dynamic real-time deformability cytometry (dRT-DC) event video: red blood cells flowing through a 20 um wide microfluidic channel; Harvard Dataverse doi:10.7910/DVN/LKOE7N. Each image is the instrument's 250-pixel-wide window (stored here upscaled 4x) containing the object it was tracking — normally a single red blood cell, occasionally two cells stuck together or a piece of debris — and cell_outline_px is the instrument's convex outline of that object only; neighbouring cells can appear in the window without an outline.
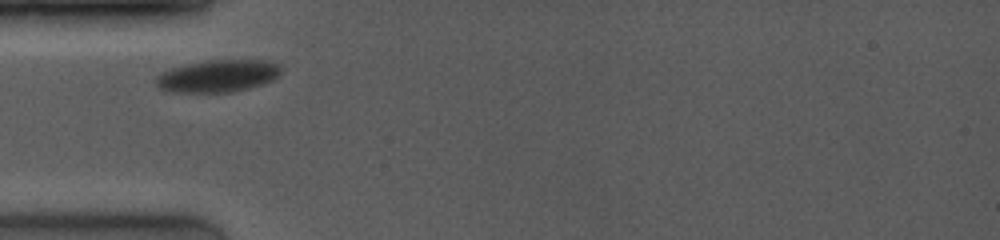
{"species": "common noctule bat (a hibernating species)", "species_latin": "Nyctalus noctula", "temperature_condition": "room temperature", "stored_images_in_passage": 36, "camera_frame_rate_fps": 4000, "um_per_image_px": 0.085, "animal": {"sex": "female", "body_mass_g": 19.0, "forearm_length_mm": 53.3}, "frame": {"image": 1, "passage_image": 1, "time_ms": 0.0, "image_size_px": [1000, 240], "cell_outline_px": [[280, 72], [272, 80], [248, 88], [232, 92], [168, 92], [160, 88], [156, 84], [156, 76], [160, 72], [172, 68], [204, 60], [268, 60], [280, 64]], "centroid_in_image_um": [18.49, 6.45], "position_along_channel_um": 66.5, "area_um2": 23.47}}
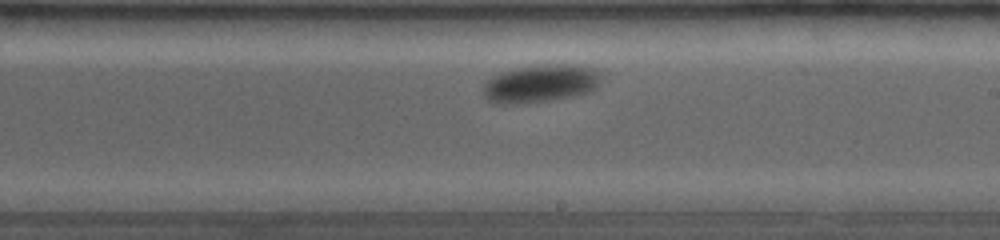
{"frame": {"image": 2, "passage_image": 21, "time_ms": 4.75, "image_size_px": [1000, 240], "cell_outline_px": [[600, 84], [596, 88], [588, 92], [572, 96], [552, 100], [516, 104], [496, 104], [488, 100], [484, 96], [484, 84], [492, 76], [500, 72], [540, 64], [580, 64], [596, 68], [600, 76]], "centroid_in_image_um": [45.97, 7.09], "position_along_channel_um": 243.0, "area_um2": 26.24}}
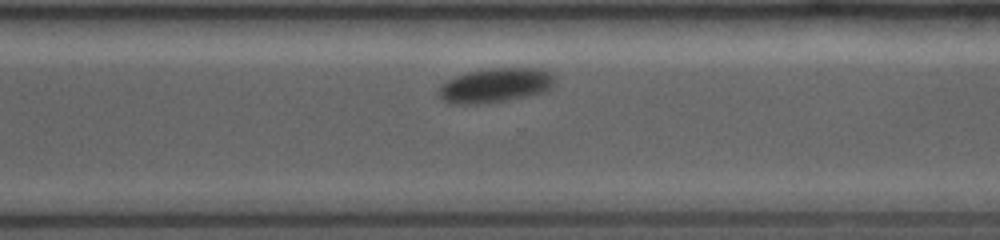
{"frame": {"image": 3, "passage_image": 33, "time_ms": 7.0, "image_size_px": [1000, 240], "cell_outline_px": [[556, 80], [544, 92], [528, 96], [504, 100], [476, 104], [448, 104], [440, 100], [436, 92], [436, 88], [448, 80], [456, 76], [468, 72], [492, 68], [544, 68], [552, 72], [556, 76]], "centroid_in_image_um": [42.07, 7.25], "position_along_channel_um": 328.5, "area_um2": 23.58}}